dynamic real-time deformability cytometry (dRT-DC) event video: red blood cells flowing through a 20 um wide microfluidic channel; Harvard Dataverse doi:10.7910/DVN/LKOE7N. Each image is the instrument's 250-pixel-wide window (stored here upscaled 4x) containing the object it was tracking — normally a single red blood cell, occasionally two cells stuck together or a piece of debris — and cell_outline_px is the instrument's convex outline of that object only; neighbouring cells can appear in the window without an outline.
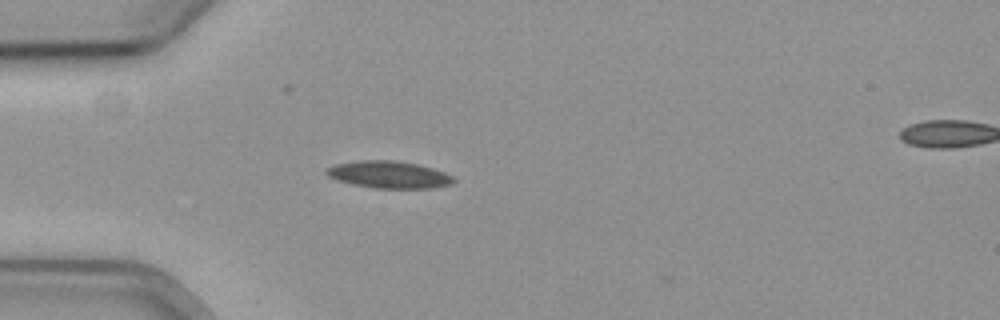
{"species": "common noctule bat (a hibernating species)", "species_latin": "Nyctalus noctula", "temperature_condition": "cold", "stored_images_in_passage": 44, "camera_frame_rate_fps": 3000, "um_per_image_px": 0.085, "animal": {"sex": "female", "body_mass_g": 19.3, "forearm_length_mm": 54.1}, "frame": {"image": 1, "passage_image": 3, "time_ms": 0.667, "image_size_px": [1000, 320], "cell_outline_px": [[456, 180], [452, 184], [432, 188], [372, 188], [352, 184], [336, 180], [328, 176], [324, 172], [328, 168], [336, 164], [360, 160], [392, 160], [420, 164], [444, 172], [452, 176]], "centroid_in_image_um": [33.06, 14.84], "position_along_channel_um": 51.9, "area_um2": 20.17}}
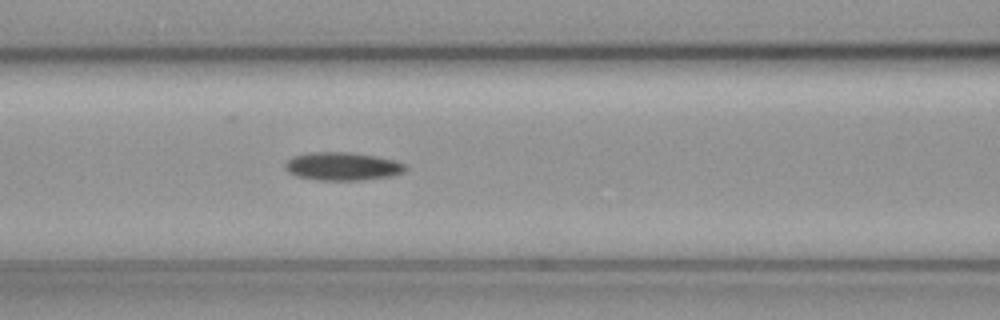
{"frame": {"image": 2, "passage_image": 11, "time_ms": 3.333, "image_size_px": [1000, 320], "cell_outline_px": [[408, 168], [404, 172], [392, 176], [360, 180], [316, 180], [296, 176], [288, 172], [284, 168], [284, 164], [292, 156], [308, 152], [348, 152], [376, 156], [392, 160], [404, 164]], "centroid_in_image_um": [29.07, 14.14], "position_along_channel_um": 137.5, "area_um2": 19.83}}
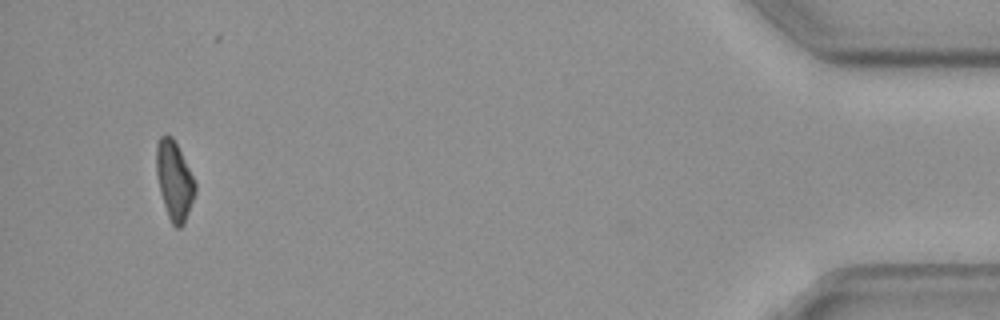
{"frame": {"image": 3, "passage_image": 41, "time_ms": 13.333, "image_size_px": [1000, 320], "cell_outline_px": [[196, 192], [184, 224], [180, 228], [176, 228], [172, 224], [168, 216], [160, 192], [156, 172], [156, 144], [160, 136], [172, 136], [196, 184]], "centroid_in_image_um": [14.81, 15.38], "position_along_channel_um": 420.4, "area_um2": 17.51}, "authors_computed_cell_mechanics": {"area_um2": 18.6694, "velocity_mm_per_s": 3.6323, "shape_relaxation_time_tau1_ms": 7.9402, "shape_relaxation_time_tau2_ms": null, "deformation_change_tau1": 0.109, "deformation_change_tau2": null}}